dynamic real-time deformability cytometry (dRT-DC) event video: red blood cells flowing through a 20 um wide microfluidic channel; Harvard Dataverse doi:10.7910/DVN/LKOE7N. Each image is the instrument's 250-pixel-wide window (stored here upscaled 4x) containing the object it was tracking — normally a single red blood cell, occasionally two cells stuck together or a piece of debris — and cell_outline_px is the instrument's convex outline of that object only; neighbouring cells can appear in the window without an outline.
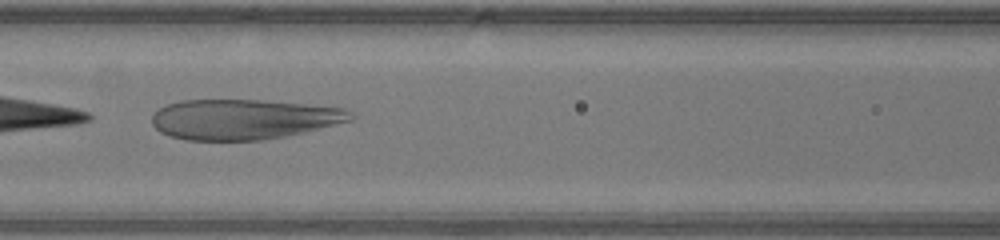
{"species": "human", "species_latin": "Homo sapiens", "temperature_condition": "warm", "stored_images_in_passage": 27, "camera_frame_rate_fps": 3000, "um_per_image_px": 0.085, "donor": {"sex": "male"}, "frame": {"image": 1, "passage_image": 6, "time_ms": 1.667, "image_size_px": [1000, 240], "cell_outline_px": [[356, 116], [352, 120], [304, 132], [264, 140], [188, 140], [172, 136], [160, 132], [152, 124], [152, 116], [160, 108], [168, 104], [180, 100], [260, 100], [348, 108]], "centroid_in_image_um": [20.73, 10.13], "position_along_channel_um": 145.9, "area_um2": 46.41}}
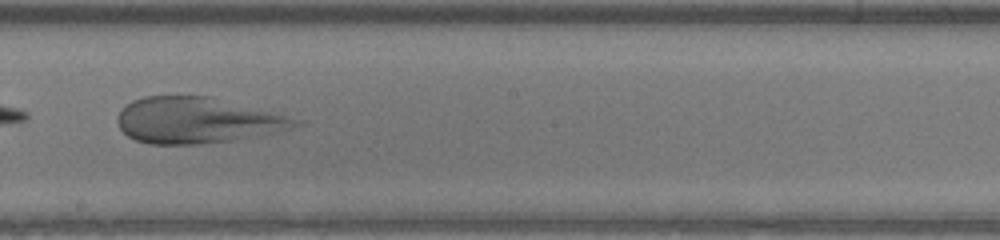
{"frame": {"image": 2, "passage_image": 12, "time_ms": 3.667, "image_size_px": [1000, 240], "cell_outline_px": [[304, 124], [280, 132], [232, 140], [200, 144], [148, 144], [136, 140], [128, 136], [120, 128], [116, 120], [120, 112], [132, 100], [144, 96], [212, 96], [304, 120]], "centroid_in_image_um": [16.81, 10.23], "position_along_channel_um": 231.4, "area_um2": 47.8}}
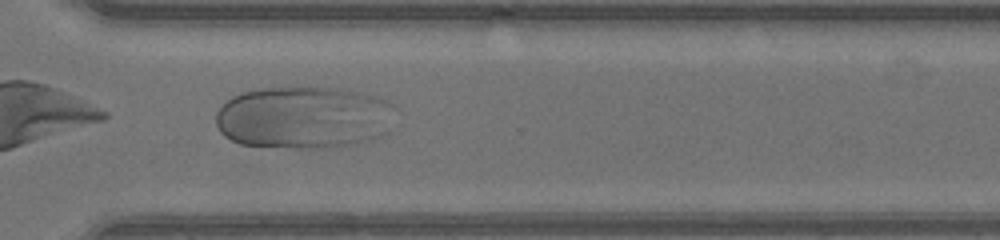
{"frame": {"image": 3, "passage_image": 20, "time_ms": 6.333, "image_size_px": [1000, 240], "cell_outline_px": [[392, 104], [384, 132], [380, 136], [368, 140], [348, 144], [320, 148], [296, 148], [240, 144], [224, 136], [220, 132], [216, 124], [216, 112], [232, 96], [244, 92], [260, 88], [288, 84], [308, 84], [360, 92], [376, 96]], "centroid_in_image_um": [25.71, 9.93], "position_along_channel_um": 344.9, "area_um2": 65.6}}